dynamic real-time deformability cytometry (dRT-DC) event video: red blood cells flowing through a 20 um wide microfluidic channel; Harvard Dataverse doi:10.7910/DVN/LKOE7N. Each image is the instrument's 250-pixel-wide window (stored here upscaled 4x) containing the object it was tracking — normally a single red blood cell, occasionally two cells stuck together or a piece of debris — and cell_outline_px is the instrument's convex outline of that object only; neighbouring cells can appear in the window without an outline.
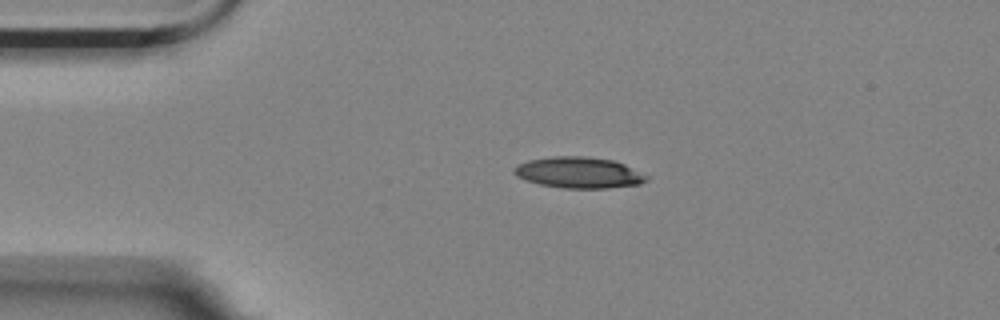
{"species": "Egyptian fruit bat (a non-hibernating species)", "species_latin": "Rousettus aegyptiacus", "temperature_condition": "room temperature", "stored_images_in_passage": 57, "camera_frame_rate_fps": 3000, "um_per_image_px": 0.085, "animal": {"sex": "female"}, "frame": {"image": 1, "passage_image": 11, "time_ms": 3.333, "image_size_px": [1000, 320], "cell_outline_px": [[648, 180], [640, 184], [608, 188], [564, 188], [540, 184], [516, 176], [512, 172], [512, 168], [528, 160], [552, 156], [584, 156], [612, 160], [624, 164], [648, 176]], "centroid_in_image_um": [49.19, 14.67], "position_along_channel_um": 35.8, "area_um2": 23.87}}
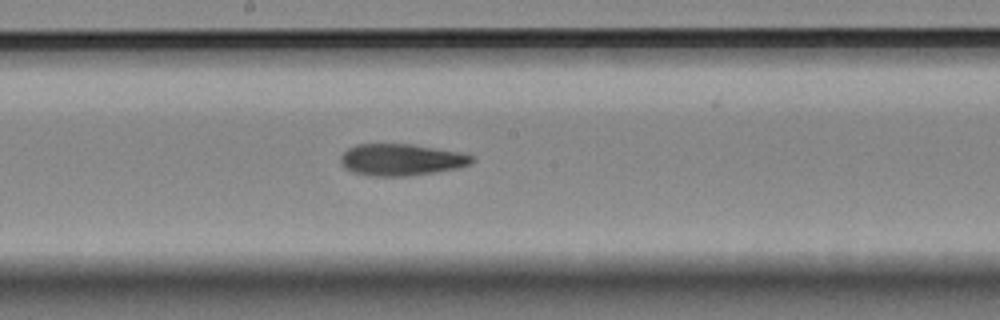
{"frame": {"image": 2, "passage_image": 29, "time_ms": 9.333, "image_size_px": [1000, 320], "cell_outline_px": [[476, 160], [472, 164], [460, 168], [436, 172], [408, 176], [372, 176], [352, 172], [344, 168], [340, 164], [340, 156], [348, 148], [356, 144], [412, 144], [456, 152], [472, 156]], "centroid_in_image_um": [34.08, 13.59], "position_along_channel_um": 214.1, "area_um2": 24.39}}
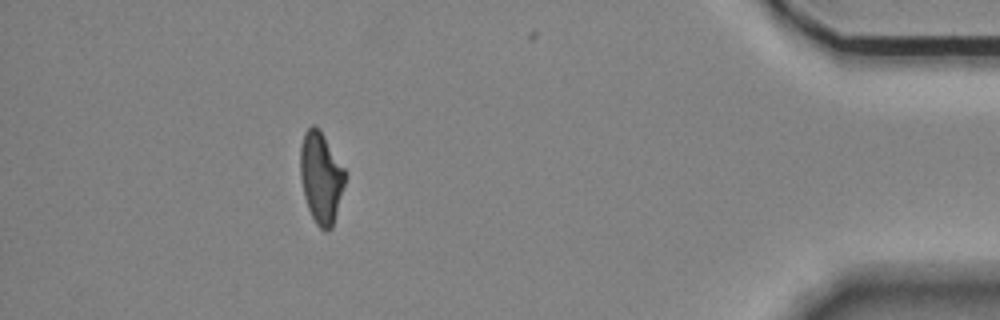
{"frame": {"image": 3, "passage_image": 50, "time_ms": 16.333, "image_size_px": [1000, 320], "cell_outline_px": [[344, 184], [332, 228], [328, 232], [324, 232], [316, 224], [308, 208], [304, 196], [300, 176], [300, 148], [304, 132], [312, 124], [316, 124], [320, 128], [344, 168]], "centroid_in_image_um": [27.26, 15.07], "position_along_channel_um": 407.9, "area_um2": 23.76}, "authors_computed_cell_mechanics": {"area_um2": 24.1026, "velocity_mm_per_s": 3.5147, "shape_relaxation_time_tau1_ms": null, "shape_relaxation_time_tau2_ms": 5.4173, "deformation_change_tau1": null, "deformation_change_tau2": 0.1366}}